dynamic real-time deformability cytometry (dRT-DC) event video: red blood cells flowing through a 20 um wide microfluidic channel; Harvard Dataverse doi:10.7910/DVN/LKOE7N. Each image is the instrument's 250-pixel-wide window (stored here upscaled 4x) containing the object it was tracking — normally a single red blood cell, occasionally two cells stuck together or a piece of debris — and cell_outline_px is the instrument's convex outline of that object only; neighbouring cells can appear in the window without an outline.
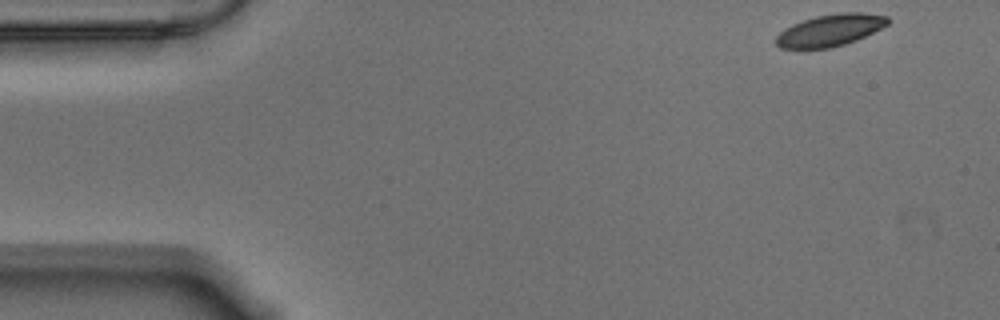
{"species": "Egyptian fruit bat (a non-hibernating species)", "species_latin": "Rousettus aegyptiacus", "temperature_condition": "warm", "stored_images_in_passage": 54, "camera_frame_rate_fps": 3000, "um_per_image_px": 0.085, "animal": {"sex": "male"}, "frame": {"image": 1, "passage_image": 1, "time_ms": 0.0, "image_size_px": [1000, 320], "cell_outline_px": [[892, 20], [888, 24], [856, 40], [844, 44], [828, 48], [780, 48], [776, 44], [776, 36], [784, 28], [792, 24], [816, 16], [840, 12], [860, 12], [888, 16]], "centroid_in_image_um": [70.57, 2.55], "position_along_channel_um": 14.4, "area_um2": 20.63}}
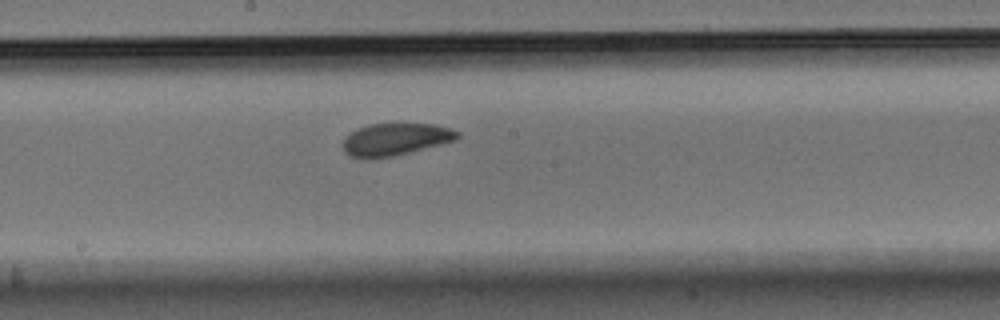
{"frame": {"image": 2, "passage_image": 27, "time_ms": 8.667, "image_size_px": [1000, 320], "cell_outline_px": [[460, 136], [456, 140], [392, 156], [368, 160], [364, 160], [352, 156], [344, 152], [344, 136], [368, 124], [436, 124], [460, 132]], "centroid_in_image_um": [33.59, 11.85], "position_along_channel_um": 214.6, "area_um2": 21.39}}
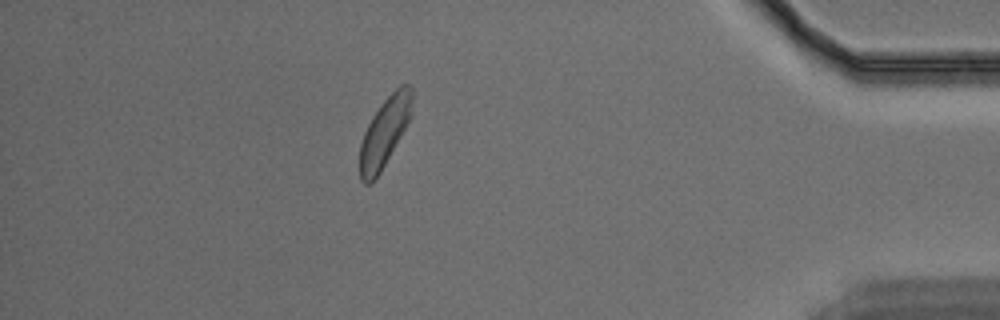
{"frame": {"image": 3, "passage_image": 47, "time_ms": 15.333, "image_size_px": [1000, 320], "cell_outline_px": [[412, 116], [380, 172], [372, 184], [364, 184], [360, 180], [360, 144], [364, 132], [372, 116], [380, 104], [400, 84], [408, 84], [412, 88]], "centroid_in_image_um": [32.69, 11.22], "position_along_channel_um": 402.5, "area_um2": 21.04}, "authors_computed_cell_mechanics": {"area_um2": 21.6172, "velocity_mm_per_s": 3.5034, "shape_relaxation_time_tau1_ms": 3.1037, "shape_relaxation_time_tau2_ms": 3.5876, "deformation_change_tau1": 0.1092, "deformation_change_tau2": 0.0779}}